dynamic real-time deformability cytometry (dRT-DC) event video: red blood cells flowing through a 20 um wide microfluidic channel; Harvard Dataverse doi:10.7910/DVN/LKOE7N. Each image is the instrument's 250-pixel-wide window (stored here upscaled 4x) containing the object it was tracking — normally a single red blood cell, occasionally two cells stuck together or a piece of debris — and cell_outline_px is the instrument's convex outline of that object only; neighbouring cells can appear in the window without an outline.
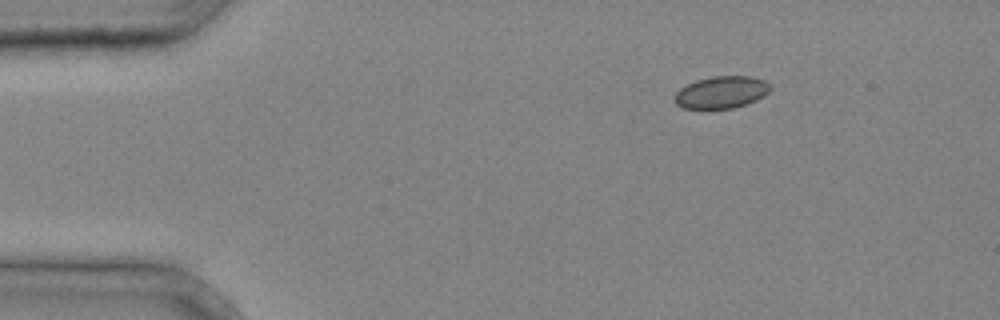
{"species": "common noctule bat (a hibernating species)", "species_latin": "Nyctalus noctula", "temperature_condition": "cold", "stored_images_in_passage": 3, "camera_frame_rate_fps": 3000, "um_per_image_px": 0.085, "animal": {"sex": "male", "body_mass_g": 20.4}, "frame": {"image": 1, "passage_image": 1, "time_ms": 0.0, "image_size_px": [1000, 320], "cell_outline_px": [[772, 88], [764, 96], [748, 104], [732, 108], [684, 108], [676, 104], [672, 100], [676, 92], [680, 88], [696, 80], [712, 76], [752, 76], [764, 80], [772, 84]], "centroid_in_image_um": [61.34, 7.83], "position_along_channel_um": 23.7, "area_um2": 18.09}}
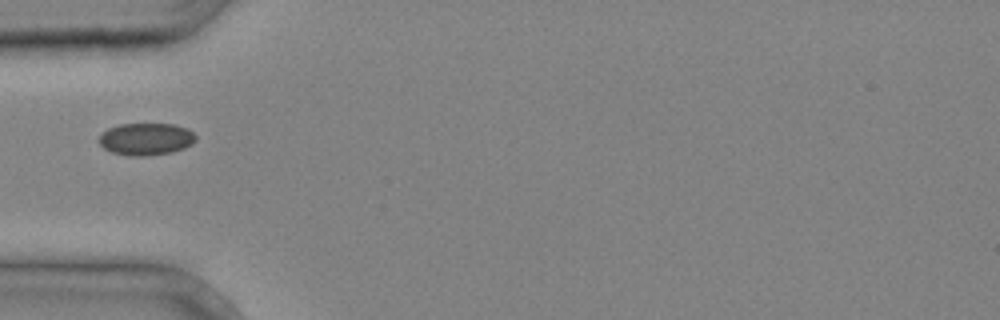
{"frame": {"image": 2, "passage_image": 3, "time_ms": 0.667, "image_size_px": [1000, 320], "cell_outline_px": [[196, 140], [192, 144], [184, 148], [172, 152], [144, 156], [132, 156], [112, 152], [104, 148], [96, 140], [108, 128], [120, 124], [172, 124], [184, 128], [192, 132], [196, 136]], "centroid_in_image_um": [12.39, 11.82], "position_along_channel_um": 72.6, "area_um2": 18.03}}